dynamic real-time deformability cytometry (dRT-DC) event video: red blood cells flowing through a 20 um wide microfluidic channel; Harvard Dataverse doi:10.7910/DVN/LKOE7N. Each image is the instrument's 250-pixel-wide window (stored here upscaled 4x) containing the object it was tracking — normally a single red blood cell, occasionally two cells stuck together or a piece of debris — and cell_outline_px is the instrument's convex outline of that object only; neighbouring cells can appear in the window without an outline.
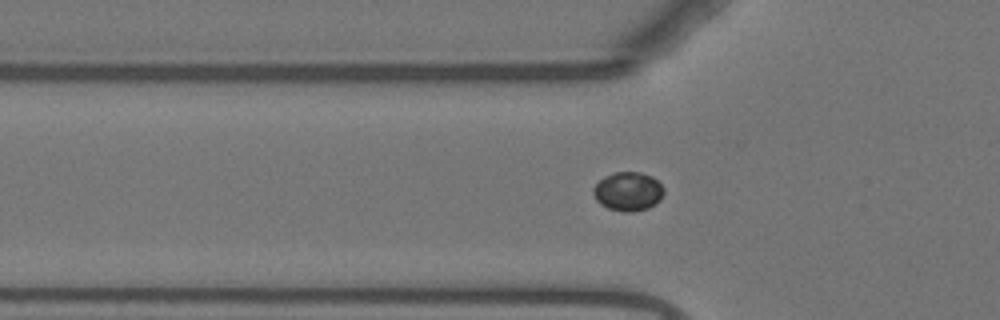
{"species": "Egyptian fruit bat (a non-hibernating species)", "species_latin": "Rousettus aegyptiacus", "temperature_condition": "warm", "stored_images_in_passage": 42, "camera_frame_rate_fps": 3000, "um_per_image_px": 0.085, "animal": {"sex": "female"}, "frame": {"image": 1, "passage_image": 4, "time_ms": 1.0, "image_size_px": [1000, 320], "cell_outline_px": [[664, 192], [660, 200], [656, 204], [648, 208], [632, 212], [624, 212], [608, 208], [600, 204], [596, 200], [592, 192], [592, 188], [604, 176], [616, 172], [640, 172], [652, 176], [664, 188]], "centroid_in_image_um": [53.38, 16.28], "position_along_channel_um": 72.4, "area_um2": 16.07}}
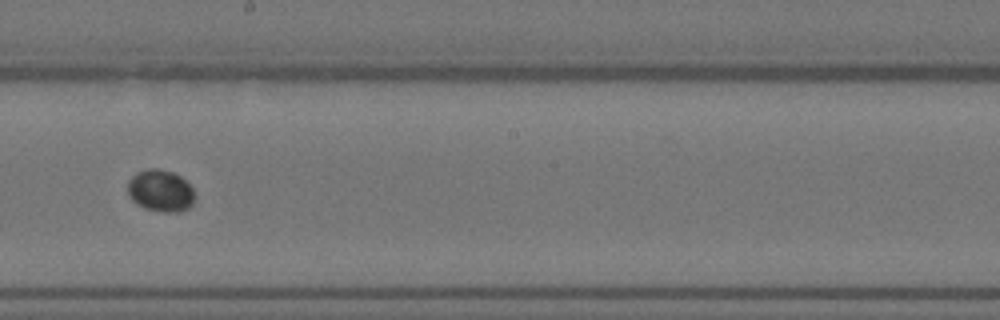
{"frame": {"image": 2, "passage_image": 17, "time_ms": 5.333, "image_size_px": [1000, 320], "cell_outline_px": [[196, 196], [192, 204], [188, 208], [180, 212], [160, 212], [144, 208], [136, 204], [128, 196], [128, 180], [136, 172], [148, 168], [156, 168], [172, 172], [180, 176], [192, 188]], "centroid_in_image_um": [13.63, 16.22], "position_along_channel_um": 234.6, "area_um2": 16.59}}
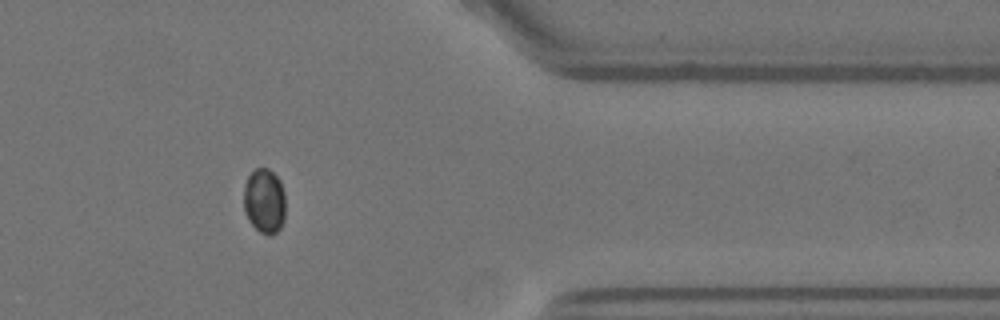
{"frame": {"image": 3, "passage_image": 31, "time_ms": 10.0, "image_size_px": [1000, 320], "cell_outline_px": [[284, 220], [280, 228], [276, 232], [268, 236], [260, 232], [248, 220], [244, 212], [244, 184], [248, 176], [256, 168], [268, 168], [280, 180], [284, 192]], "centroid_in_image_um": [22.46, 17.09], "position_along_channel_um": 388.9, "area_um2": 15.84}, "authors_computed_cell_mechanics": {"area_um2": 15.895, "velocity_mm_per_s": 3.7209, "shape_relaxation_time_tau1_ms": 5.5734, "shape_relaxation_time_tau2_ms": null, "deformation_change_tau1": 0.0273, "deformation_change_tau2": null}}